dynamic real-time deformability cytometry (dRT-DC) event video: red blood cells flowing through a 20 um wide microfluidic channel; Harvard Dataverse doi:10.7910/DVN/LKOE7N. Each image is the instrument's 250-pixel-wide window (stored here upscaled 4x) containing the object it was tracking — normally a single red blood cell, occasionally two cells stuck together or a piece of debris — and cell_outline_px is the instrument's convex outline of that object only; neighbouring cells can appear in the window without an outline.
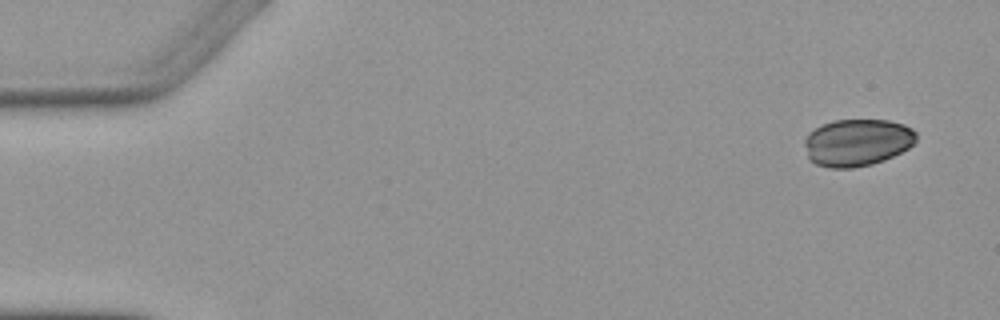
{"species": "Egyptian fruit bat (a non-hibernating species)", "species_latin": "Rousettus aegyptiacus", "temperature_condition": "warm", "stored_images_in_passage": 6, "camera_frame_rate_fps": 3000, "um_per_image_px": 0.085, "animal": {"sex": "female"}, "frame": {"image": 1, "passage_image": 1, "time_ms": 0.0, "image_size_px": [1000, 320], "cell_outline_px": [[916, 140], [908, 148], [884, 160], [872, 164], [852, 168], [832, 168], [816, 164], [808, 160], [804, 144], [804, 140], [808, 132], [824, 124], [836, 120], [888, 120], [904, 124], [912, 128], [916, 132]], "centroid_in_image_um": [72.84, 12.11], "position_along_channel_um": 12.2, "area_um2": 30.75}}
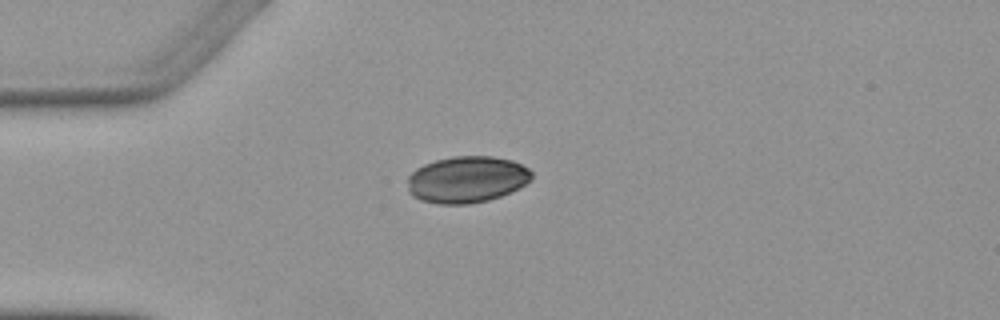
{"frame": {"image": 2, "passage_image": 4, "time_ms": 3.667, "image_size_px": [1000, 320], "cell_outline_px": [[532, 180], [520, 188], [500, 196], [488, 200], [468, 204], [436, 204], [420, 200], [412, 196], [408, 192], [408, 176], [416, 168], [424, 164], [436, 160], [452, 156], [492, 156], [512, 160], [528, 168], [532, 172]], "centroid_in_image_um": [39.68, 15.26], "position_along_channel_um": 45.3, "area_um2": 33.99}}
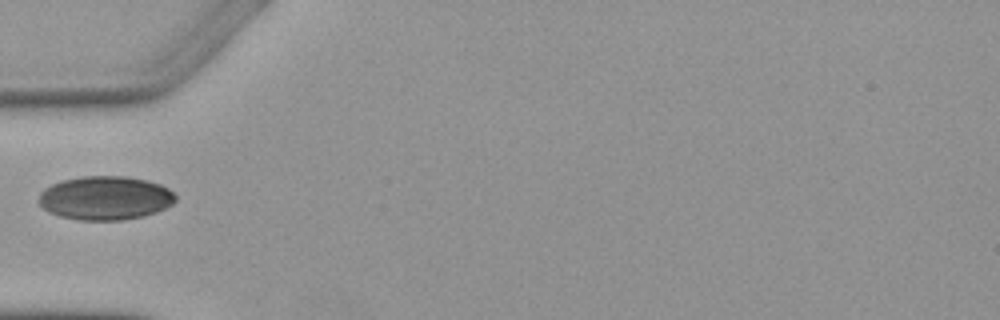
{"frame": {"image": 3, "passage_image": 5, "time_ms": 5.0, "image_size_px": [1000, 320], "cell_outline_px": [[176, 200], [172, 204], [156, 212], [144, 216], [124, 220], [80, 220], [60, 216], [48, 212], [36, 204], [36, 200], [40, 192], [44, 188], [52, 184], [64, 180], [84, 176], [128, 176], [148, 180], [160, 184], [168, 188], [176, 196]], "centroid_in_image_um": [8.92, 16.83], "position_along_channel_um": 76.1, "area_um2": 35.26}}